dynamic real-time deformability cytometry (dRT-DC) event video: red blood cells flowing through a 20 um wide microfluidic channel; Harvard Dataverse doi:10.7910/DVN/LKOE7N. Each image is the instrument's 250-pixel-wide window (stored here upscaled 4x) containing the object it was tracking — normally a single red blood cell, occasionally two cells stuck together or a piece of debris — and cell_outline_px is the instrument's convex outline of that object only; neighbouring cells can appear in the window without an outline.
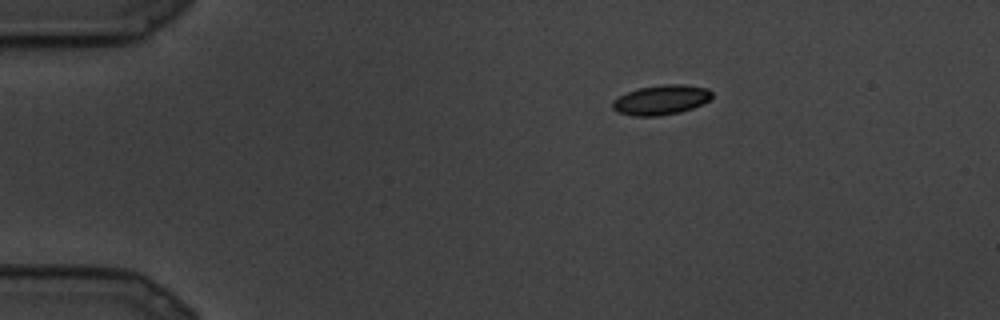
{"species": "common noctule bat (a hibernating species)", "species_latin": "Nyctalus noctula", "temperature_condition": "cold", "stored_images_in_passage": 9, "camera_frame_rate_fps": 3000, "um_per_image_px": 0.085, "animal": {"sex": "male", "body_mass_g": 19.5, "forearm_length_mm": 54.6}, "frame": {"image": 1, "passage_image": 1, "time_ms": 0.0, "image_size_px": [1000, 320], "cell_outline_px": [[712, 96], [708, 100], [692, 108], [680, 112], [656, 116], [636, 116], [616, 112], [612, 108], [612, 100], [628, 92], [640, 88], [664, 84], [684, 84], [708, 88], [712, 92]], "centroid_in_image_um": [56.18, 8.49], "position_along_channel_um": 28.8, "area_um2": 17.11}}
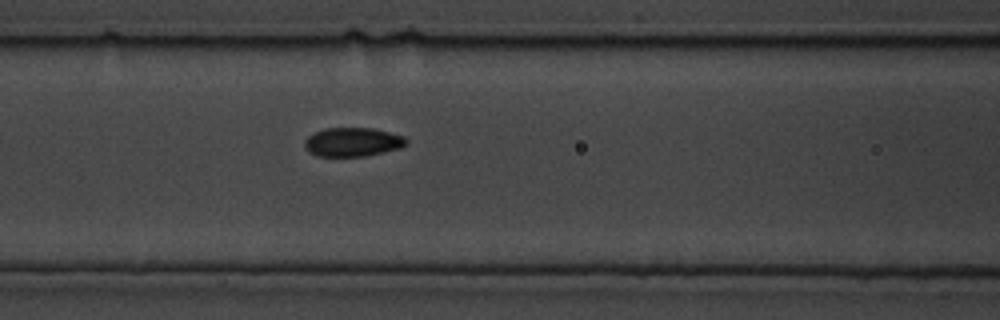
{"frame": {"image": 2, "passage_image": 7, "time_ms": 2.0, "image_size_px": [1000, 320], "cell_outline_px": [[408, 144], [400, 148], [368, 156], [316, 156], [308, 152], [304, 144], [304, 140], [308, 136], [324, 128], [372, 128], [404, 136], [408, 140]], "centroid_in_image_um": [29.98, 12.08], "position_along_channel_um": 136.6, "area_um2": 17.22}}
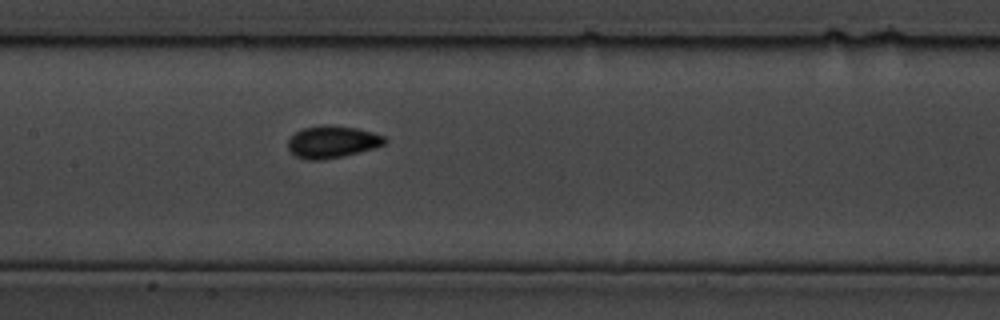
{"frame": {"image": 3, "passage_image": 9, "time_ms": 2.667, "image_size_px": [1000, 320], "cell_outline_px": [[388, 140], [384, 144], [376, 148], [344, 156], [324, 160], [308, 160], [296, 156], [288, 152], [288, 140], [296, 132], [304, 128], [320, 124], [324, 124], [356, 128], [372, 132], [384, 136]], "centroid_in_image_um": [28.24, 12.07], "position_along_channel_um": 179.2, "area_um2": 18.32}}